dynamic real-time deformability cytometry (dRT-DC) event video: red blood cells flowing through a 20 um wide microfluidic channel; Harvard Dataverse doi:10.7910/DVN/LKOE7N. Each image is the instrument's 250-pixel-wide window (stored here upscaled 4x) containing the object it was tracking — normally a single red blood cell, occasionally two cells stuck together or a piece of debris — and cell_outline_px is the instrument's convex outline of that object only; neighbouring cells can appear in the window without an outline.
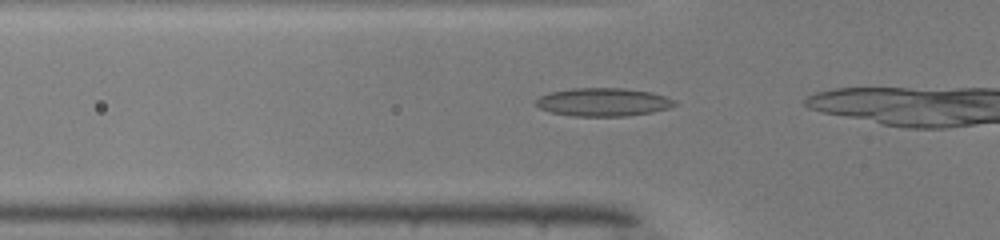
{"species": "common noctule bat (a hibernating species)", "species_latin": "Nyctalus noctula", "temperature_condition": "warm", "stored_images_in_passage": 7, "camera_frame_rate_fps": 3000, "um_per_image_px": 0.085, "animal": {"sex": "male", "body_mass_g": 19.0, "forearm_length_mm": 50.8}, "frame": {"image": 1, "passage_image": 2, "time_ms": 0.333, "image_size_px": [1000, 240], "cell_outline_px": [[680, 104], [668, 108], [652, 112], [624, 116], [572, 116], [552, 112], [540, 108], [532, 100], [548, 92], [572, 88], [624, 88], [652, 92], [676, 100]], "centroid_in_image_um": [51.27, 8.67], "position_along_channel_um": 74.5, "area_um2": 23.0}}
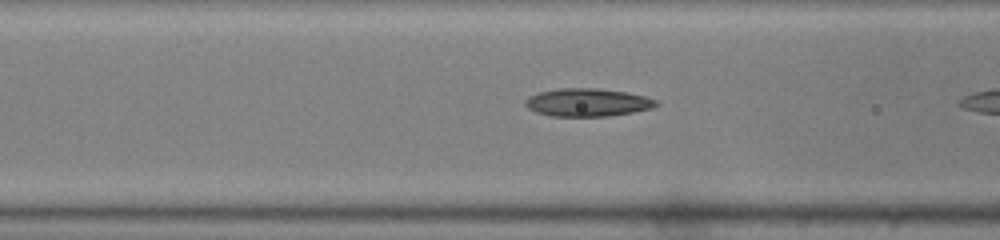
{"frame": {"image": 2, "passage_image": 5, "time_ms": 1.333, "image_size_px": [1000, 240], "cell_outline_px": [[660, 104], [652, 108], [632, 112], [608, 116], [552, 116], [536, 112], [528, 108], [524, 104], [524, 100], [528, 96], [536, 92], [560, 88], [596, 88], [628, 92], [644, 96], [656, 100]], "centroid_in_image_um": [49.91, 8.7], "position_along_channel_um": 116.7, "area_um2": 21.44}}